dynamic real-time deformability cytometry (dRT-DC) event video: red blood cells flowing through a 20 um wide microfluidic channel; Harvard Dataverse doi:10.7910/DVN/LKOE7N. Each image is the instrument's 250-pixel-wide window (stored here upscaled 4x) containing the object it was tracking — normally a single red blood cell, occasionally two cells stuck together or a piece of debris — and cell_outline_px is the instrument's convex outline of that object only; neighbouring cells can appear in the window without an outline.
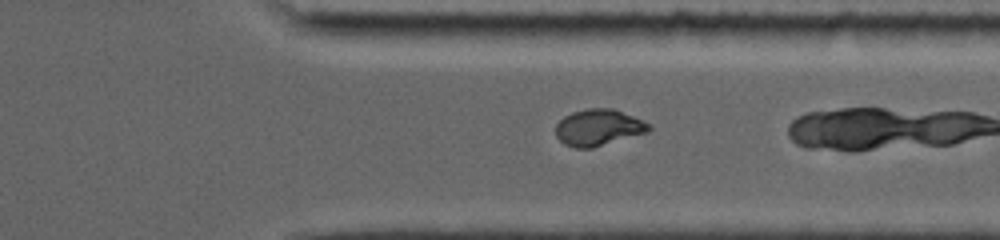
{"species": "common noctule bat (a hibernating species)", "species_latin": "Nyctalus noctula", "temperature_condition": "room temperature", "stored_images_in_passage": 21, "camera_frame_rate_fps": 5000, "um_per_image_px": 0.085, "animal": {"sex": "female", "body_mass_g": 19.0, "forearm_length_mm": 56.7}, "frame": {"image": 1, "passage_image": 18, "time_ms": 7.6, "image_size_px": [1000, 240], "cell_outline_px": [[652, 128], [648, 132], [592, 148], [576, 148], [564, 144], [556, 136], [556, 124], [564, 116], [572, 112], [588, 108], [612, 108], [652, 124]], "centroid_in_image_um": [50.87, 10.84], "position_along_channel_um": 360.5, "area_um2": 19.77}}